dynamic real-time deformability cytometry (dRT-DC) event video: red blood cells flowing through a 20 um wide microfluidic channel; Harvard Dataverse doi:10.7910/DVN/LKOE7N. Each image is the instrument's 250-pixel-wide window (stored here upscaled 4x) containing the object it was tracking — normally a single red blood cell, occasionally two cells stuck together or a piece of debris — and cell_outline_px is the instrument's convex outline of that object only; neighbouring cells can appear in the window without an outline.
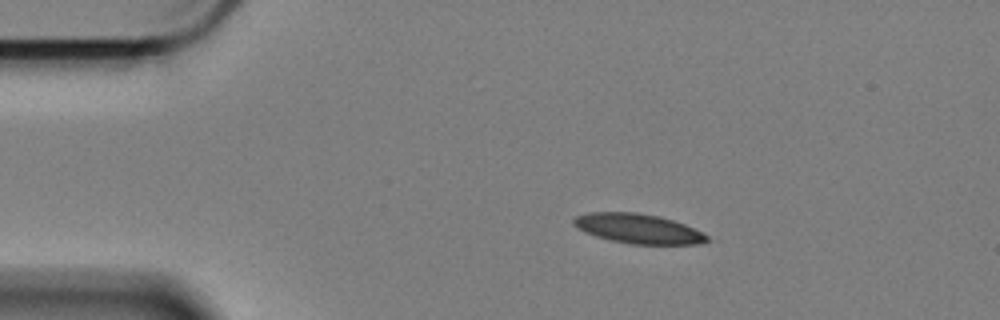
{"species": "Egyptian fruit bat (a non-hibernating species)", "species_latin": "Rousettus aegyptiacus", "temperature_condition": "cold", "stored_images_in_passage": 40, "camera_frame_rate_fps": 3000, "um_per_image_px": 0.085, "animal": {"sex": "female"}, "frame": {"image": 1, "passage_image": 1, "time_ms": 0.0, "image_size_px": [1000, 320], "cell_outline_px": [[708, 240], [700, 244], [632, 244], [612, 240], [596, 236], [584, 232], [576, 228], [572, 224], [572, 220], [576, 216], [588, 212], [636, 212], [660, 216], [684, 224], [708, 236]], "centroid_in_image_um": [54.19, 19.42], "position_along_channel_um": 30.8, "area_um2": 22.95}}
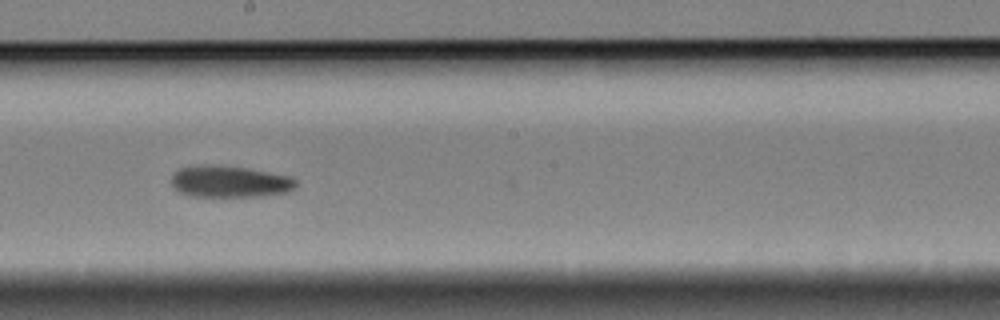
{"frame": {"image": 2, "passage_image": 23, "time_ms": 7.333, "image_size_px": [1000, 320], "cell_outline_px": [[296, 188], [288, 192], [260, 196], [192, 196], [180, 192], [172, 184], [172, 176], [180, 168], [192, 164], [216, 164], [248, 168], [292, 176], [296, 180]], "centroid_in_image_um": [19.55, 15.41], "position_along_channel_um": 228.7, "area_um2": 23.24}}
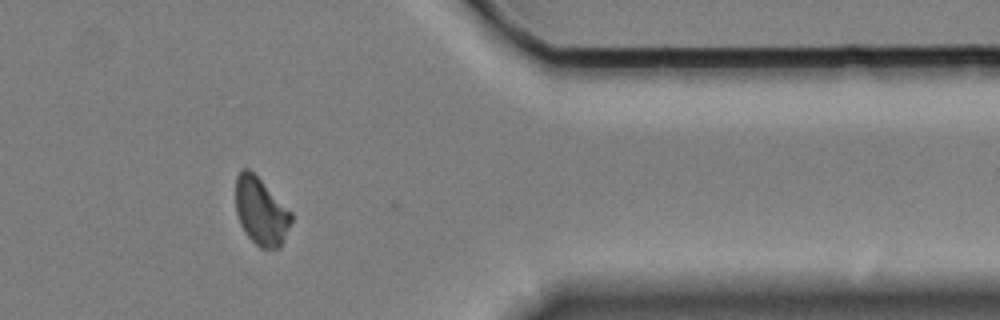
{"frame": {"image": 3, "passage_image": 39, "time_ms": 12.667, "image_size_px": [1000, 320], "cell_outline_px": [[292, 220], [280, 248], [260, 248], [244, 232], [240, 224], [236, 212], [236, 176], [244, 168], [248, 168], [292, 212]], "centroid_in_image_um": [22.17, 17.99], "position_along_channel_um": 389.2, "area_um2": 21.56}, "authors_computed_cell_mechanics": {"area_um2": 23.3801, "velocity_mm_per_s": 3.3618, "shape_relaxation_time_tau1_ms": 7.6294, "shape_relaxation_time_tau2_ms": null, "deformation_change_tau1": 0.1499, "deformation_change_tau2": null}}